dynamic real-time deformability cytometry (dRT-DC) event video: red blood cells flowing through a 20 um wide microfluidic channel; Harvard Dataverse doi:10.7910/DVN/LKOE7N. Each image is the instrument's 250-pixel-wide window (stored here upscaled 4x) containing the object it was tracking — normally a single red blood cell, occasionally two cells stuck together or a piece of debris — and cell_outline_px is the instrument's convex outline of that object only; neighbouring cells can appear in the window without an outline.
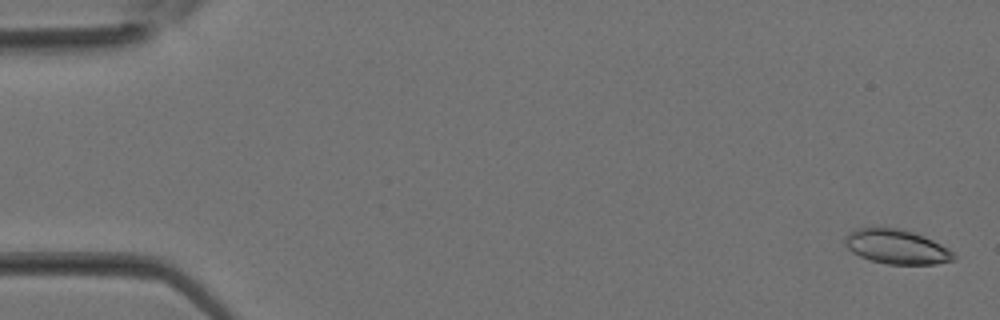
{"species": "Egyptian fruit bat (a non-hibernating species)", "species_latin": "Rousettus aegyptiacus", "temperature_condition": "room temperature", "stored_images_in_passage": 33, "camera_frame_rate_fps": 3000, "um_per_image_px": 0.085, "animal": {"sex": "female"}, "frame": {"image": 1, "passage_image": 1, "time_ms": 0.0, "image_size_px": [1000, 320], "cell_outline_px": [[956, 260], [936, 264], [888, 264], [872, 260], [860, 256], [852, 252], [844, 244], [844, 236], [848, 232], [856, 228], [872, 224], [884, 224], [900, 228], [924, 236], [948, 248], [956, 256]], "centroid_in_image_um": [76.14, 20.91], "position_along_channel_um": 8.9, "area_um2": 22.6}}
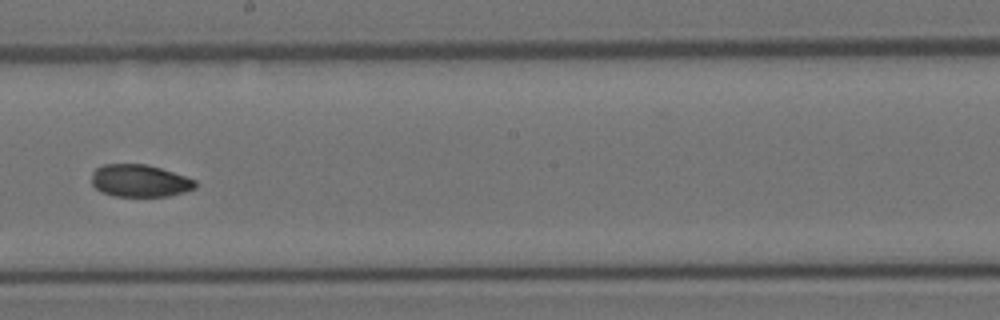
{"frame": {"image": 2, "passage_image": 19, "time_ms": 6.0, "image_size_px": [1000, 320], "cell_outline_px": [[196, 188], [184, 192], [168, 196], [112, 196], [100, 192], [92, 184], [92, 172], [96, 168], [104, 164], [148, 164], [196, 180]], "centroid_in_image_um": [11.85, 15.37], "position_along_channel_um": 236.3, "area_um2": 19.59}}
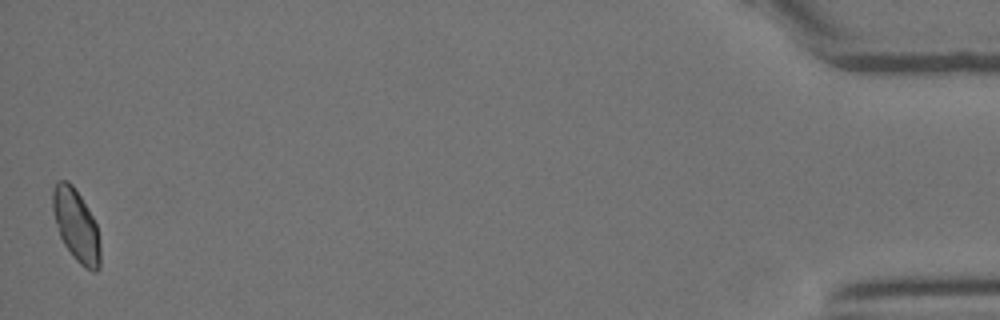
{"frame": {"image": 3, "passage_image": 33, "time_ms": 10.667, "image_size_px": [1000, 320], "cell_outline_px": [[100, 268], [96, 272], [92, 272], [84, 268], [72, 256], [64, 244], [60, 236], [52, 208], [52, 188], [56, 180], [68, 180], [72, 184], [80, 196], [92, 216], [96, 224], [100, 244]], "centroid_in_image_um": [6.47, 19.17], "position_along_channel_um": 428.7, "area_um2": 20.06}}